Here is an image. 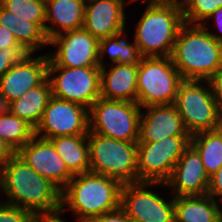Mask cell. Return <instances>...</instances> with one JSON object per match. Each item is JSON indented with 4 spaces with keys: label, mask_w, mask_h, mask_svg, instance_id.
<instances>
[{
    "label": "cell",
    "mask_w": 222,
    "mask_h": 222,
    "mask_svg": "<svg viewBox=\"0 0 222 222\" xmlns=\"http://www.w3.org/2000/svg\"><path fill=\"white\" fill-rule=\"evenodd\" d=\"M2 195L5 197L3 200ZM0 199L33 213L38 219L60 214L61 191L16 153L0 168Z\"/></svg>",
    "instance_id": "6da1fadb"
},
{
    "label": "cell",
    "mask_w": 222,
    "mask_h": 222,
    "mask_svg": "<svg viewBox=\"0 0 222 222\" xmlns=\"http://www.w3.org/2000/svg\"><path fill=\"white\" fill-rule=\"evenodd\" d=\"M122 184L91 171L74 175L61 191L59 216L70 210L77 222H88L120 207Z\"/></svg>",
    "instance_id": "7a4b0ae2"
},
{
    "label": "cell",
    "mask_w": 222,
    "mask_h": 222,
    "mask_svg": "<svg viewBox=\"0 0 222 222\" xmlns=\"http://www.w3.org/2000/svg\"><path fill=\"white\" fill-rule=\"evenodd\" d=\"M171 59L183 80H208L222 67V44L202 24L184 23Z\"/></svg>",
    "instance_id": "3957f363"
},
{
    "label": "cell",
    "mask_w": 222,
    "mask_h": 222,
    "mask_svg": "<svg viewBox=\"0 0 222 222\" xmlns=\"http://www.w3.org/2000/svg\"><path fill=\"white\" fill-rule=\"evenodd\" d=\"M135 23L133 40L142 57H171L181 26L182 7L146 6Z\"/></svg>",
    "instance_id": "277c9868"
},
{
    "label": "cell",
    "mask_w": 222,
    "mask_h": 222,
    "mask_svg": "<svg viewBox=\"0 0 222 222\" xmlns=\"http://www.w3.org/2000/svg\"><path fill=\"white\" fill-rule=\"evenodd\" d=\"M174 105L190 136L222 127V108L213 96L208 80H183Z\"/></svg>",
    "instance_id": "5b68a950"
},
{
    "label": "cell",
    "mask_w": 222,
    "mask_h": 222,
    "mask_svg": "<svg viewBox=\"0 0 222 222\" xmlns=\"http://www.w3.org/2000/svg\"><path fill=\"white\" fill-rule=\"evenodd\" d=\"M90 171L118 180L122 185L138 182L137 142L87 134Z\"/></svg>",
    "instance_id": "8992f818"
},
{
    "label": "cell",
    "mask_w": 222,
    "mask_h": 222,
    "mask_svg": "<svg viewBox=\"0 0 222 222\" xmlns=\"http://www.w3.org/2000/svg\"><path fill=\"white\" fill-rule=\"evenodd\" d=\"M183 81L171 57H142L137 72V104L141 107L174 104Z\"/></svg>",
    "instance_id": "52a82bcc"
},
{
    "label": "cell",
    "mask_w": 222,
    "mask_h": 222,
    "mask_svg": "<svg viewBox=\"0 0 222 222\" xmlns=\"http://www.w3.org/2000/svg\"><path fill=\"white\" fill-rule=\"evenodd\" d=\"M141 107L137 102L97 99L89 108V131L127 142H138Z\"/></svg>",
    "instance_id": "ba28073f"
},
{
    "label": "cell",
    "mask_w": 222,
    "mask_h": 222,
    "mask_svg": "<svg viewBox=\"0 0 222 222\" xmlns=\"http://www.w3.org/2000/svg\"><path fill=\"white\" fill-rule=\"evenodd\" d=\"M156 186L167 187L165 182L147 181L122 185L120 207L133 222H175L174 196L165 199L153 191Z\"/></svg>",
    "instance_id": "9c48e42d"
},
{
    "label": "cell",
    "mask_w": 222,
    "mask_h": 222,
    "mask_svg": "<svg viewBox=\"0 0 222 222\" xmlns=\"http://www.w3.org/2000/svg\"><path fill=\"white\" fill-rule=\"evenodd\" d=\"M52 96L90 108L100 98V66H47Z\"/></svg>",
    "instance_id": "30bf717a"
},
{
    "label": "cell",
    "mask_w": 222,
    "mask_h": 222,
    "mask_svg": "<svg viewBox=\"0 0 222 222\" xmlns=\"http://www.w3.org/2000/svg\"><path fill=\"white\" fill-rule=\"evenodd\" d=\"M191 136L166 137L152 143H137L138 182H166Z\"/></svg>",
    "instance_id": "8fae6325"
},
{
    "label": "cell",
    "mask_w": 222,
    "mask_h": 222,
    "mask_svg": "<svg viewBox=\"0 0 222 222\" xmlns=\"http://www.w3.org/2000/svg\"><path fill=\"white\" fill-rule=\"evenodd\" d=\"M34 132L35 135L45 139L58 136L87 135L89 132V109L52 96Z\"/></svg>",
    "instance_id": "7c38bea8"
},
{
    "label": "cell",
    "mask_w": 222,
    "mask_h": 222,
    "mask_svg": "<svg viewBox=\"0 0 222 222\" xmlns=\"http://www.w3.org/2000/svg\"><path fill=\"white\" fill-rule=\"evenodd\" d=\"M48 66L89 67L99 65V41L84 28L67 31L49 40Z\"/></svg>",
    "instance_id": "4fadbf2b"
},
{
    "label": "cell",
    "mask_w": 222,
    "mask_h": 222,
    "mask_svg": "<svg viewBox=\"0 0 222 222\" xmlns=\"http://www.w3.org/2000/svg\"><path fill=\"white\" fill-rule=\"evenodd\" d=\"M16 154L35 172L62 191L74 175L68 170L50 139L34 135Z\"/></svg>",
    "instance_id": "5bb4252c"
},
{
    "label": "cell",
    "mask_w": 222,
    "mask_h": 222,
    "mask_svg": "<svg viewBox=\"0 0 222 222\" xmlns=\"http://www.w3.org/2000/svg\"><path fill=\"white\" fill-rule=\"evenodd\" d=\"M127 4L131 0L86 1L83 28L98 41L129 30L124 8Z\"/></svg>",
    "instance_id": "9a60e30c"
},
{
    "label": "cell",
    "mask_w": 222,
    "mask_h": 222,
    "mask_svg": "<svg viewBox=\"0 0 222 222\" xmlns=\"http://www.w3.org/2000/svg\"><path fill=\"white\" fill-rule=\"evenodd\" d=\"M168 193L177 196H201L208 193V176L199 153L189 145L165 182Z\"/></svg>",
    "instance_id": "2e32d148"
},
{
    "label": "cell",
    "mask_w": 222,
    "mask_h": 222,
    "mask_svg": "<svg viewBox=\"0 0 222 222\" xmlns=\"http://www.w3.org/2000/svg\"><path fill=\"white\" fill-rule=\"evenodd\" d=\"M34 55L31 53L0 78V92L8 103L39 86L47 78L48 54Z\"/></svg>",
    "instance_id": "e0dca14e"
},
{
    "label": "cell",
    "mask_w": 222,
    "mask_h": 222,
    "mask_svg": "<svg viewBox=\"0 0 222 222\" xmlns=\"http://www.w3.org/2000/svg\"><path fill=\"white\" fill-rule=\"evenodd\" d=\"M173 136H190L174 104L141 108L137 143H152Z\"/></svg>",
    "instance_id": "ac0fdd59"
},
{
    "label": "cell",
    "mask_w": 222,
    "mask_h": 222,
    "mask_svg": "<svg viewBox=\"0 0 222 222\" xmlns=\"http://www.w3.org/2000/svg\"><path fill=\"white\" fill-rule=\"evenodd\" d=\"M137 72L138 64L115 63L100 67V97L136 102Z\"/></svg>",
    "instance_id": "d6986e66"
},
{
    "label": "cell",
    "mask_w": 222,
    "mask_h": 222,
    "mask_svg": "<svg viewBox=\"0 0 222 222\" xmlns=\"http://www.w3.org/2000/svg\"><path fill=\"white\" fill-rule=\"evenodd\" d=\"M85 5L84 0H45V34L48 40L61 33L83 28Z\"/></svg>",
    "instance_id": "ffe728a7"
},
{
    "label": "cell",
    "mask_w": 222,
    "mask_h": 222,
    "mask_svg": "<svg viewBox=\"0 0 222 222\" xmlns=\"http://www.w3.org/2000/svg\"><path fill=\"white\" fill-rule=\"evenodd\" d=\"M222 205L208 194L174 197L175 222H218Z\"/></svg>",
    "instance_id": "44dd1931"
},
{
    "label": "cell",
    "mask_w": 222,
    "mask_h": 222,
    "mask_svg": "<svg viewBox=\"0 0 222 222\" xmlns=\"http://www.w3.org/2000/svg\"><path fill=\"white\" fill-rule=\"evenodd\" d=\"M0 25L13 33L18 43L31 53L40 52L49 46L45 31L38 24L17 17L1 4Z\"/></svg>",
    "instance_id": "7402d4cb"
},
{
    "label": "cell",
    "mask_w": 222,
    "mask_h": 222,
    "mask_svg": "<svg viewBox=\"0 0 222 222\" xmlns=\"http://www.w3.org/2000/svg\"><path fill=\"white\" fill-rule=\"evenodd\" d=\"M51 97L50 81L46 78L39 86L28 90L20 98L9 103V111L35 129Z\"/></svg>",
    "instance_id": "603a6c76"
},
{
    "label": "cell",
    "mask_w": 222,
    "mask_h": 222,
    "mask_svg": "<svg viewBox=\"0 0 222 222\" xmlns=\"http://www.w3.org/2000/svg\"><path fill=\"white\" fill-rule=\"evenodd\" d=\"M50 140L73 175L90 171L87 135L58 136Z\"/></svg>",
    "instance_id": "cb8c5ba5"
},
{
    "label": "cell",
    "mask_w": 222,
    "mask_h": 222,
    "mask_svg": "<svg viewBox=\"0 0 222 222\" xmlns=\"http://www.w3.org/2000/svg\"><path fill=\"white\" fill-rule=\"evenodd\" d=\"M127 33V34H126ZM127 31H124L118 35L107 37L99 41V65L100 67L109 64H139L142 58L138 46L134 40H129ZM129 41V42H128ZM109 58L108 61L104 59Z\"/></svg>",
    "instance_id": "d4e9b609"
},
{
    "label": "cell",
    "mask_w": 222,
    "mask_h": 222,
    "mask_svg": "<svg viewBox=\"0 0 222 222\" xmlns=\"http://www.w3.org/2000/svg\"><path fill=\"white\" fill-rule=\"evenodd\" d=\"M190 145L199 153L203 166L211 177L222 166V127L191 135Z\"/></svg>",
    "instance_id": "484cf974"
},
{
    "label": "cell",
    "mask_w": 222,
    "mask_h": 222,
    "mask_svg": "<svg viewBox=\"0 0 222 222\" xmlns=\"http://www.w3.org/2000/svg\"><path fill=\"white\" fill-rule=\"evenodd\" d=\"M35 135L34 128L10 111L0 114V138L16 153Z\"/></svg>",
    "instance_id": "4316f807"
},
{
    "label": "cell",
    "mask_w": 222,
    "mask_h": 222,
    "mask_svg": "<svg viewBox=\"0 0 222 222\" xmlns=\"http://www.w3.org/2000/svg\"><path fill=\"white\" fill-rule=\"evenodd\" d=\"M0 4L17 17L34 22L45 31V0H0Z\"/></svg>",
    "instance_id": "83f0119b"
},
{
    "label": "cell",
    "mask_w": 222,
    "mask_h": 222,
    "mask_svg": "<svg viewBox=\"0 0 222 222\" xmlns=\"http://www.w3.org/2000/svg\"><path fill=\"white\" fill-rule=\"evenodd\" d=\"M221 6L222 0H184L182 5L184 23L203 24Z\"/></svg>",
    "instance_id": "f1b7e54d"
},
{
    "label": "cell",
    "mask_w": 222,
    "mask_h": 222,
    "mask_svg": "<svg viewBox=\"0 0 222 222\" xmlns=\"http://www.w3.org/2000/svg\"><path fill=\"white\" fill-rule=\"evenodd\" d=\"M29 52L24 46L3 47L0 50V78L14 65L20 64L27 58Z\"/></svg>",
    "instance_id": "f546056e"
},
{
    "label": "cell",
    "mask_w": 222,
    "mask_h": 222,
    "mask_svg": "<svg viewBox=\"0 0 222 222\" xmlns=\"http://www.w3.org/2000/svg\"><path fill=\"white\" fill-rule=\"evenodd\" d=\"M38 218L27 210L0 201V222H37Z\"/></svg>",
    "instance_id": "4dcf8cb0"
},
{
    "label": "cell",
    "mask_w": 222,
    "mask_h": 222,
    "mask_svg": "<svg viewBox=\"0 0 222 222\" xmlns=\"http://www.w3.org/2000/svg\"><path fill=\"white\" fill-rule=\"evenodd\" d=\"M212 21V22H210ZM214 22V23H213ZM213 29H216L215 33H212L211 30L208 28L209 25H211ZM215 24V25H214ZM208 31L209 33L218 41L222 44V6L217 8L202 24ZM214 25V26H213Z\"/></svg>",
    "instance_id": "1f68e13d"
},
{
    "label": "cell",
    "mask_w": 222,
    "mask_h": 222,
    "mask_svg": "<svg viewBox=\"0 0 222 222\" xmlns=\"http://www.w3.org/2000/svg\"><path fill=\"white\" fill-rule=\"evenodd\" d=\"M207 194L222 205V166L210 177Z\"/></svg>",
    "instance_id": "d6a6232c"
},
{
    "label": "cell",
    "mask_w": 222,
    "mask_h": 222,
    "mask_svg": "<svg viewBox=\"0 0 222 222\" xmlns=\"http://www.w3.org/2000/svg\"><path fill=\"white\" fill-rule=\"evenodd\" d=\"M88 222H133L125 213V211L119 207L118 209L104 213L101 216L95 217Z\"/></svg>",
    "instance_id": "836d02e7"
},
{
    "label": "cell",
    "mask_w": 222,
    "mask_h": 222,
    "mask_svg": "<svg viewBox=\"0 0 222 222\" xmlns=\"http://www.w3.org/2000/svg\"><path fill=\"white\" fill-rule=\"evenodd\" d=\"M208 82L213 96L222 108V67L208 79Z\"/></svg>",
    "instance_id": "e575fe53"
},
{
    "label": "cell",
    "mask_w": 222,
    "mask_h": 222,
    "mask_svg": "<svg viewBox=\"0 0 222 222\" xmlns=\"http://www.w3.org/2000/svg\"><path fill=\"white\" fill-rule=\"evenodd\" d=\"M21 47L13 33L0 25V50L3 47Z\"/></svg>",
    "instance_id": "d590c367"
},
{
    "label": "cell",
    "mask_w": 222,
    "mask_h": 222,
    "mask_svg": "<svg viewBox=\"0 0 222 222\" xmlns=\"http://www.w3.org/2000/svg\"><path fill=\"white\" fill-rule=\"evenodd\" d=\"M141 2L140 5L145 3V6H178L182 7L184 0H131V5L133 2Z\"/></svg>",
    "instance_id": "8d00e7d4"
},
{
    "label": "cell",
    "mask_w": 222,
    "mask_h": 222,
    "mask_svg": "<svg viewBox=\"0 0 222 222\" xmlns=\"http://www.w3.org/2000/svg\"><path fill=\"white\" fill-rule=\"evenodd\" d=\"M13 154L10 147L0 138V168Z\"/></svg>",
    "instance_id": "74e56055"
},
{
    "label": "cell",
    "mask_w": 222,
    "mask_h": 222,
    "mask_svg": "<svg viewBox=\"0 0 222 222\" xmlns=\"http://www.w3.org/2000/svg\"><path fill=\"white\" fill-rule=\"evenodd\" d=\"M7 111H9V103L0 92V114H3Z\"/></svg>",
    "instance_id": "f35d334b"
},
{
    "label": "cell",
    "mask_w": 222,
    "mask_h": 222,
    "mask_svg": "<svg viewBox=\"0 0 222 222\" xmlns=\"http://www.w3.org/2000/svg\"><path fill=\"white\" fill-rule=\"evenodd\" d=\"M37 222H66L62 216L39 218Z\"/></svg>",
    "instance_id": "ab89813d"
}]
</instances>
